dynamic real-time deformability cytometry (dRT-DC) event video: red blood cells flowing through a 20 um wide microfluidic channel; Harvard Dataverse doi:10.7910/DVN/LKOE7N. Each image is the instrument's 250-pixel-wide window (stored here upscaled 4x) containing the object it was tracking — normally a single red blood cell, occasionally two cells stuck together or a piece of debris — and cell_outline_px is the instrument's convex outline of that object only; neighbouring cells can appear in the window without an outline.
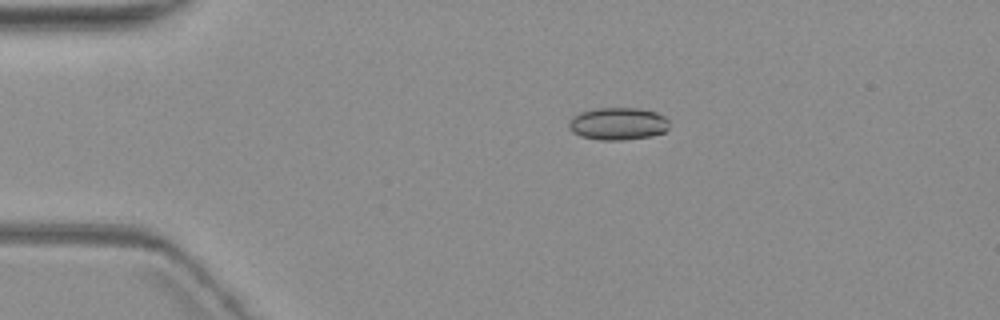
{"species": "common noctule bat (a hibernating species)", "species_latin": "Nyctalus noctula", "temperature_condition": "warm", "stored_images_in_passage": 3, "camera_frame_rate_fps": 3000, "um_per_image_px": 0.085, "animal": {"sex": "female", "body_mass_g": 19.3, "forearm_length_mm": 54.1}, "frame": {"image": 1, "passage_image": 1, "time_ms": 0.0, "image_size_px": [1000, 320], "cell_outline_px": [[668, 128], [664, 132], [652, 136], [624, 140], [600, 140], [580, 136], [572, 132], [568, 128], [568, 124], [572, 116], [580, 112], [596, 108], [640, 108], [656, 112], [664, 116], [668, 120]], "centroid_in_image_um": [52.51, 10.52], "position_along_channel_um": 32.5, "area_um2": 19.19}}
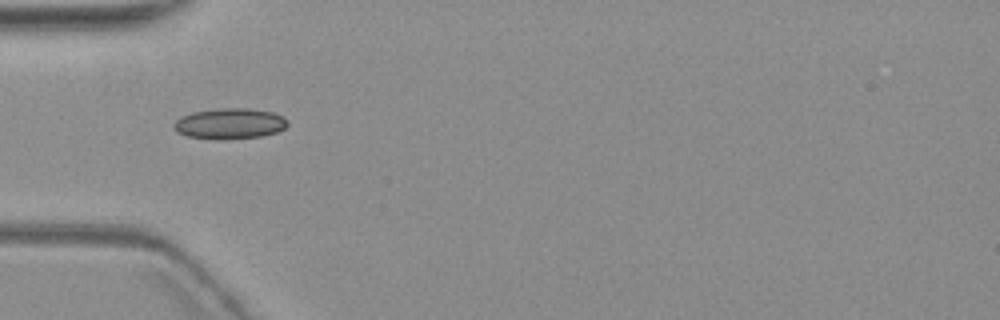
{"frame": {"image": 2, "passage_image": 3, "time_ms": 2.333, "image_size_px": [1000, 320], "cell_outline_px": [[288, 124], [284, 128], [276, 132], [260, 136], [220, 140], [216, 140], [188, 136], [176, 132], [172, 124], [180, 116], [192, 112], [220, 108], [248, 108], [272, 112], [284, 116], [288, 120]], "centroid_in_image_um": [19.5, 10.5], "position_along_channel_um": 65.5, "area_um2": 20.52}}